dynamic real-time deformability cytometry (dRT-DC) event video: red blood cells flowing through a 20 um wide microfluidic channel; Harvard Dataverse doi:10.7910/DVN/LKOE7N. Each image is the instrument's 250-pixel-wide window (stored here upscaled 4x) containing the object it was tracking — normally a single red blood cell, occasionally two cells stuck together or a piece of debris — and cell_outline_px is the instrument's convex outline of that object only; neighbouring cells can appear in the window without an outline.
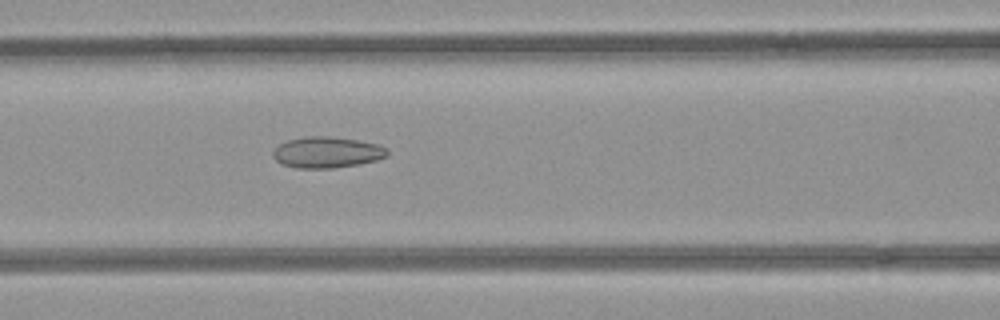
{"species": "common noctule bat (a hibernating species)", "species_latin": "Nyctalus noctula", "temperature_condition": "room temperature", "stored_images_in_passage": 52, "camera_frame_rate_fps": 3000, "um_per_image_px": 0.085, "animal": {"sex": "female", "body_mass_g": 21.9}, "frame": {"image": 1, "passage_image": 22, "time_ms": 7.0, "image_size_px": [1000, 320], "cell_outline_px": [[388, 156], [376, 160], [360, 164], [332, 168], [296, 168], [280, 164], [272, 156], [272, 152], [280, 144], [288, 140], [304, 136], [328, 136], [356, 140], [380, 144], [388, 148]], "centroid_in_image_um": [27.8, 12.95], "position_along_channel_um": 138.8, "area_um2": 20.87}}
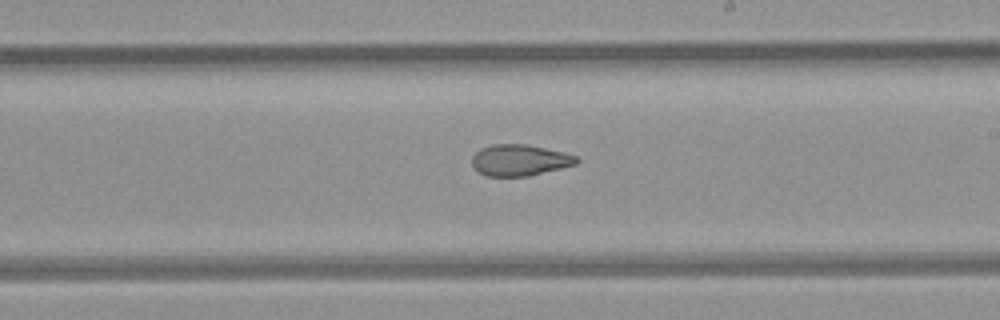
{"frame": {"image": 2, "passage_image": 30, "time_ms": 9.667, "image_size_px": [1000, 320], "cell_outline_px": [[580, 160], [576, 164], [528, 176], [484, 176], [472, 164], [472, 156], [480, 148], [492, 144], [524, 144], [564, 152], [576, 156]], "centroid_in_image_um": [44.16, 13.61], "position_along_channel_um": 244.8, "area_um2": 18.9}}
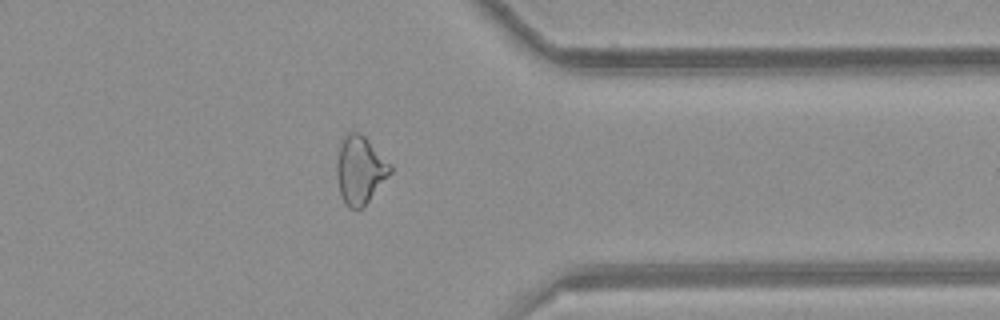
{"frame": {"image": 3, "passage_image": 41, "time_ms": 13.333, "image_size_px": [1000, 320], "cell_outline_px": [[392, 172], [364, 208], [348, 208], [344, 204], [340, 192], [336, 176], [336, 160], [340, 144], [344, 136], [348, 132], [360, 132], [392, 164]], "centroid_in_image_um": [30.6, 14.46], "position_along_channel_um": 380.8, "area_um2": 21.5}, "authors_computed_cell_mechanics": {"area_um2": 22.0796, "velocity_mm_per_s": 3.9797, "shape_relaxation_time_tau1_ms": null, "shape_relaxation_time_tau2_ms": 2.7765, "deformation_change_tau1": null, "deformation_change_tau2": 0.0961}}